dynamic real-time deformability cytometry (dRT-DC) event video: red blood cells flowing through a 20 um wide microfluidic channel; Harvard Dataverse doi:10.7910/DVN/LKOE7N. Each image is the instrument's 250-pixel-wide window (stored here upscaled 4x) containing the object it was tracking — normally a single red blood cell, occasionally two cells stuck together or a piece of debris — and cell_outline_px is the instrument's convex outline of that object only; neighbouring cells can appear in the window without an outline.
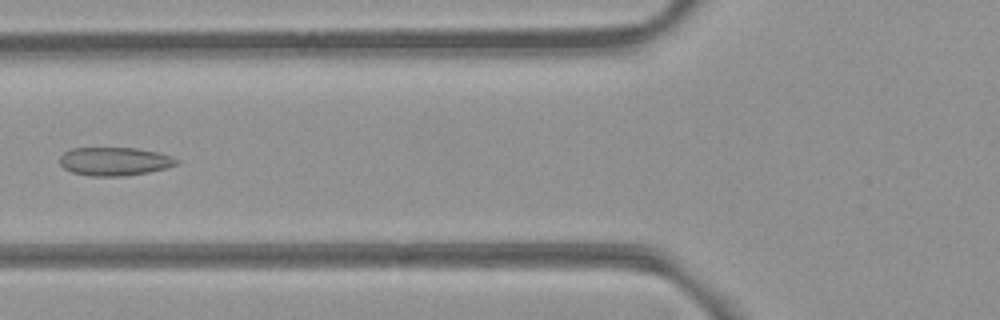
{"species": "common noctule bat (a hibernating species)", "species_latin": "Nyctalus noctula", "temperature_condition": "room temperature", "stored_images_in_passage": 7, "camera_frame_rate_fps": 3000, "um_per_image_px": 0.085, "animal": {"sex": "female", "body_mass_g": 21.9}, "frame": {"image": 1, "passage_image": 6, "time_ms": 1.667, "image_size_px": [1000, 320], "cell_outline_px": [[180, 160], [176, 164], [164, 168], [148, 172], [124, 176], [88, 176], [72, 172], [64, 168], [60, 164], [60, 156], [64, 152], [72, 148], [136, 148], [156, 152], [172, 156]], "centroid_in_image_um": [9.71, 13.72], "position_along_channel_um": 116.1, "area_um2": 19.25}}
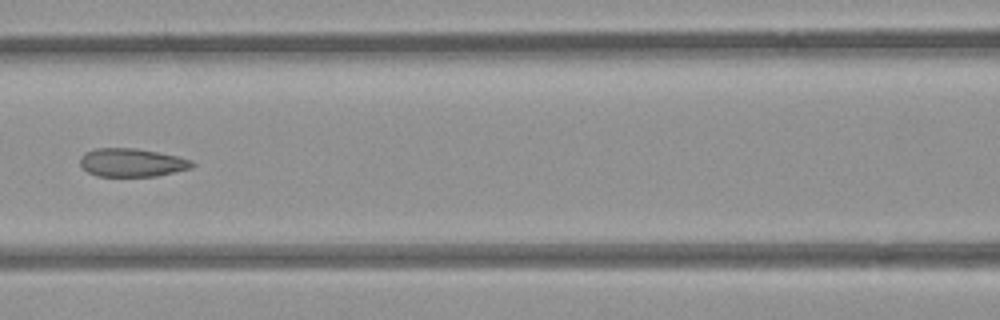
{"frame": {"image": 2, "passage_image": 7, "time_ms": 2.0, "image_size_px": [1000, 320], "cell_outline_px": [[196, 164], [192, 168], [156, 176], [96, 176], [88, 172], [80, 164], [80, 156], [84, 152], [96, 148], [136, 148], [176, 156], [192, 160]], "centroid_in_image_um": [11.2, 13.82], "position_along_channel_um": 155.4, "area_um2": 18.5}}